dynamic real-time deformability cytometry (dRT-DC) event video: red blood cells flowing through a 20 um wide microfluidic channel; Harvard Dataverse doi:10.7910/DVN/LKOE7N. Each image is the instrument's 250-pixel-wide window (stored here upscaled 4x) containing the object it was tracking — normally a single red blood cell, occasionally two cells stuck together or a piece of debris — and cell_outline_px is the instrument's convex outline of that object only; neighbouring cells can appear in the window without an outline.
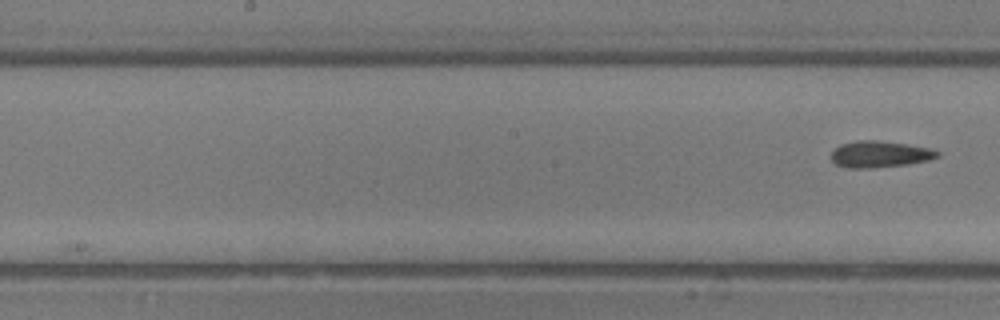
{"species": "common noctule bat (a hibernating species)", "species_latin": "Nyctalus noctula", "temperature_condition": "room temperature", "stored_images_in_passage": 9, "segment_of_instrument_passage": [2, 2], "camera_frame_rate_fps": 3000, "um_per_image_px": 0.085, "animal": {"sex": "male", "body_mass_g": 13.3}, "frame": {"image": 1, "passage_image": 9, "time_ms": 10.0, "image_size_px": [1000, 320], "cell_outline_px": [[940, 156], [928, 160], [908, 164], [872, 168], [848, 168], [836, 164], [832, 160], [832, 152], [840, 144], [856, 140], [876, 140], [932, 148], [940, 152]], "centroid_in_image_um": [74.79, 13.11], "position_along_channel_um": 173.4, "area_um2": 16.36}}